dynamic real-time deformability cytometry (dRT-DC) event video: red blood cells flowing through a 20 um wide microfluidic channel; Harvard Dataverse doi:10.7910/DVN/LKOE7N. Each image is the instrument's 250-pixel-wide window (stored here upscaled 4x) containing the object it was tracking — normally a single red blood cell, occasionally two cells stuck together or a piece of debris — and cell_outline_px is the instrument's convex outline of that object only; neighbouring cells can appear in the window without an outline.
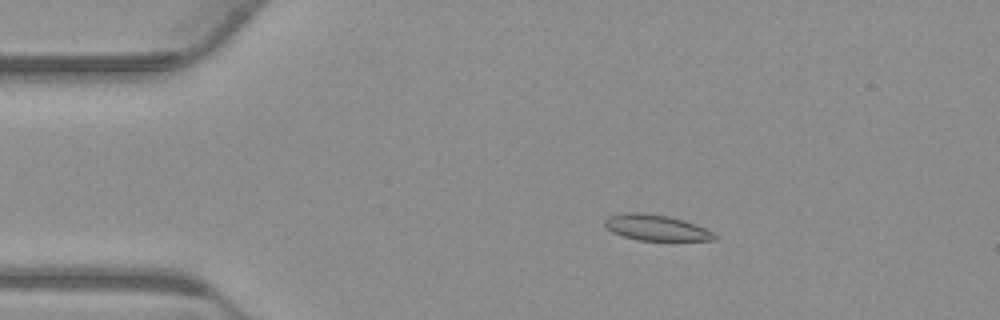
{"species": "common noctule bat (a hibernating species)", "species_latin": "Nyctalus noctula", "temperature_condition": "warm", "stored_images_in_passage": 55, "camera_frame_rate_fps": 3000, "um_per_image_px": 0.085, "animal": {"sex": "male", "body_mass_g": 23.1, "forearm_length_mm": 52.7}, "frame": {"image": 1, "passage_image": 10, "time_ms": 3.0, "image_size_px": [1000, 320], "cell_outline_px": [[720, 236], [716, 240], [636, 240], [612, 232], [604, 224], [604, 220], [608, 216], [624, 212], [644, 212], [668, 216], [684, 220], [704, 228]], "centroid_in_image_um": [55.76, 19.34], "position_along_channel_um": 29.2, "area_um2": 16.53}}
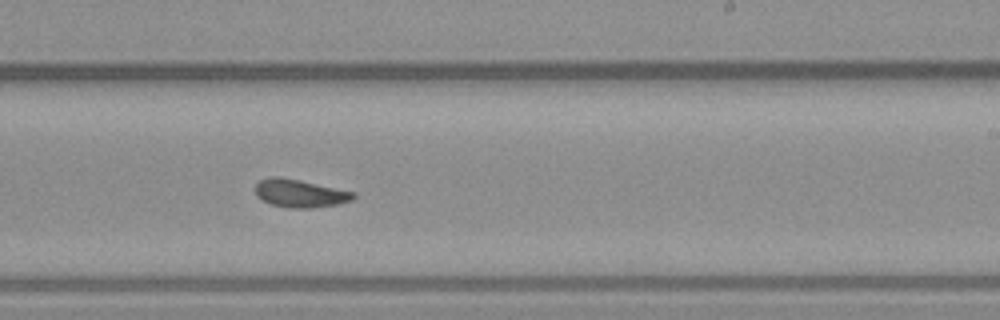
{"frame": {"image": 2, "passage_image": 33, "time_ms": 10.667, "image_size_px": [1000, 320], "cell_outline_px": [[356, 196], [352, 200], [336, 204], [312, 208], [292, 208], [272, 204], [256, 196], [256, 184], [260, 180], [272, 176], [280, 176], [300, 180], [356, 192]], "centroid_in_image_um": [25.51, 16.42], "position_along_channel_um": 263.5, "area_um2": 15.9}}
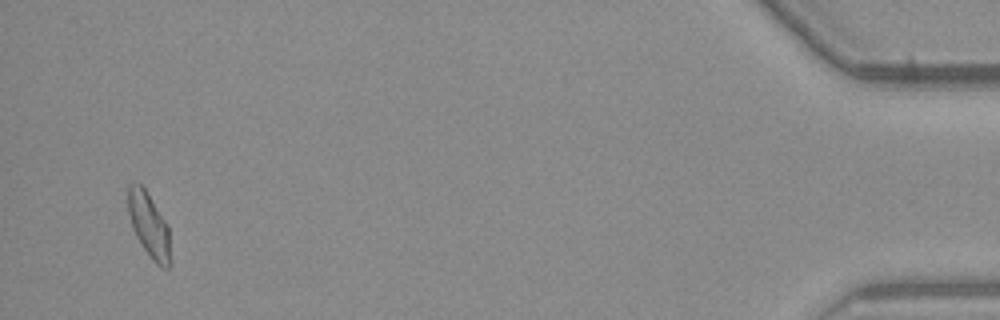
{"frame": {"image": 3, "passage_image": 53, "time_ms": 17.333, "image_size_px": [1000, 320], "cell_outline_px": [[172, 264], [168, 268], [160, 268], [152, 260], [136, 236], [132, 228], [128, 212], [128, 184], [136, 180], [144, 188], [168, 224], [172, 260]], "centroid_in_image_um": [12.69, 19.17], "position_along_channel_um": 422.5, "area_um2": 16.3}, "authors_computed_cell_mechanics": {"area_um2": 16.184, "velocity_mm_per_s": 3.7338, "shape_relaxation_time_tau1_ms": 5.6103, "shape_relaxation_time_tau2_ms": 2.3805, "deformation_change_tau1": 0.1138, "deformation_change_tau2": 0.0821}}